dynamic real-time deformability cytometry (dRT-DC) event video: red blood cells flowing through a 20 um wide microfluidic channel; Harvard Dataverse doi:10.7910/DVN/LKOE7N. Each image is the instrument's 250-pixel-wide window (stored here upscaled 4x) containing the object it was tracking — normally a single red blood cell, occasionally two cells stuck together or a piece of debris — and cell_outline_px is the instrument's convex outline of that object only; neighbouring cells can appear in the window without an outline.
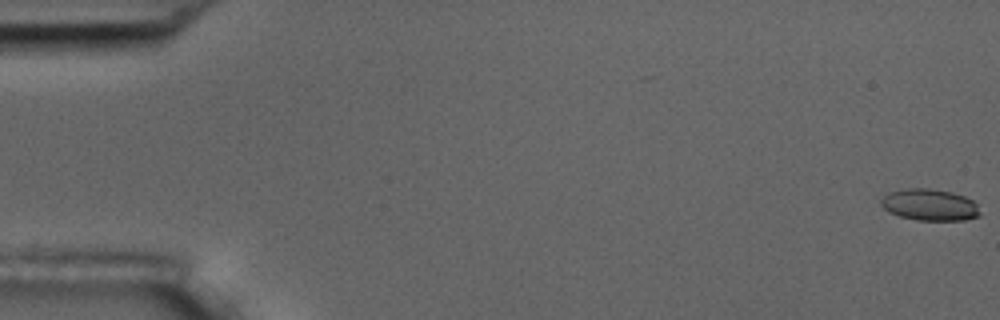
{"species": "common noctule bat (a hibernating species)", "species_latin": "Nyctalus noctula", "temperature_condition": "room temperature", "stored_images_in_passage": 57, "camera_frame_rate_fps": 3000, "um_per_image_px": 0.085, "animal": {"sex": "male", "body_mass_g": 17.5, "forearm_length_mm": 52.3}, "frame": {"image": 1, "passage_image": 1, "time_ms": 0.0, "image_size_px": [1000, 320], "cell_outline_px": [[980, 216], [964, 220], [916, 220], [900, 216], [888, 212], [880, 204], [880, 200], [888, 192], [904, 188], [928, 188], [952, 192], [964, 196], [972, 200], [976, 204], [980, 212]], "centroid_in_image_um": [79.0, 17.4], "position_along_channel_um": 6.0, "area_um2": 18.32}}
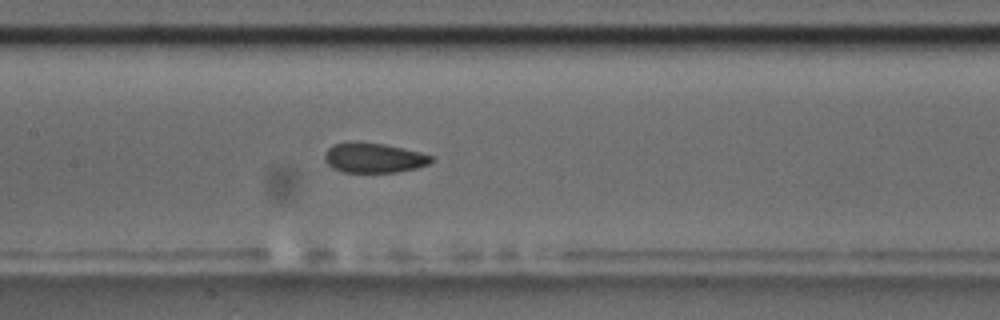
{"frame": {"image": 2, "passage_image": 28, "time_ms": 9.0, "image_size_px": [1000, 320], "cell_outline_px": [[432, 160], [428, 164], [416, 168], [396, 172], [344, 172], [332, 168], [328, 164], [324, 156], [324, 152], [332, 144], [384, 144], [420, 152], [432, 156]], "centroid_in_image_um": [31.77, 13.45], "position_along_channel_um": 175.6, "area_um2": 17.92}}
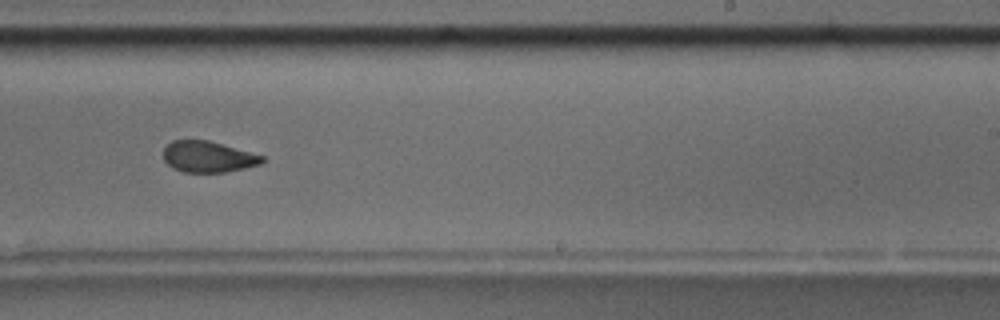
{"frame": {"image": 3, "passage_image": 36, "time_ms": 11.667, "image_size_px": [1000, 320], "cell_outline_px": [[268, 160], [260, 164], [244, 168], [224, 172], [184, 172], [172, 168], [164, 160], [164, 148], [172, 140], [208, 140], [264, 156]], "centroid_in_image_um": [17.69, 13.33], "position_along_channel_um": 271.3, "area_um2": 17.86}, "authors_computed_cell_mechanics": {"area_um2": 19.0162, "velocity_mm_per_s": 3.6058, "shape_relaxation_time_tau1_ms": null, "shape_relaxation_time_tau2_ms": 3.4864, "deformation_change_tau1": null, "deformation_change_tau2": 0.0798}}